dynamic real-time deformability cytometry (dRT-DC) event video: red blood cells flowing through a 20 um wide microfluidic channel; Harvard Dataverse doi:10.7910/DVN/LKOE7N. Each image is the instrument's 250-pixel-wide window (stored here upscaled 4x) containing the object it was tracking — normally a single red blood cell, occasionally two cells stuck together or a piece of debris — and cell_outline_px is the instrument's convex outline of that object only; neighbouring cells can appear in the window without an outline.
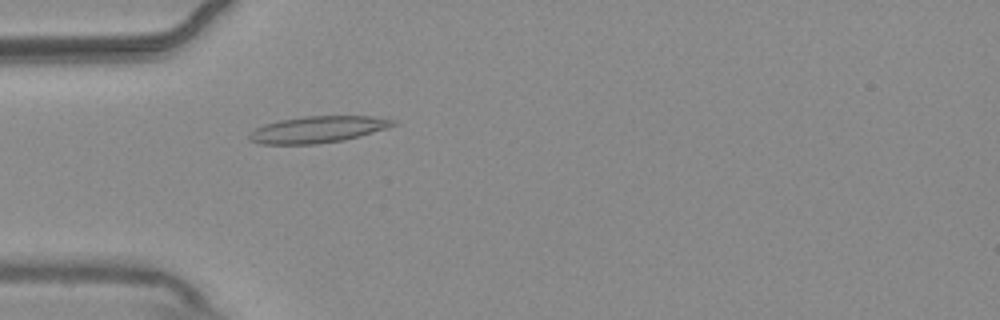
{"species": "common noctule bat (a hibernating species)", "species_latin": "Nyctalus noctula", "temperature_condition": "warm", "stored_images_in_passage": 56, "camera_frame_rate_fps": 3000, "um_per_image_px": 0.085, "animal": {"sex": "male", "body_mass_g": 20.4}, "frame": {"image": 1, "passage_image": 17, "time_ms": 5.333, "image_size_px": [1000, 320], "cell_outline_px": [[396, 124], [388, 128], [360, 136], [344, 140], [316, 144], [260, 144], [248, 140], [248, 136], [256, 128], [264, 124], [280, 120], [304, 116], [372, 116], [396, 120]], "centroid_in_image_um": [27.02, 11.0], "position_along_channel_um": 58.0, "area_um2": 22.31}}
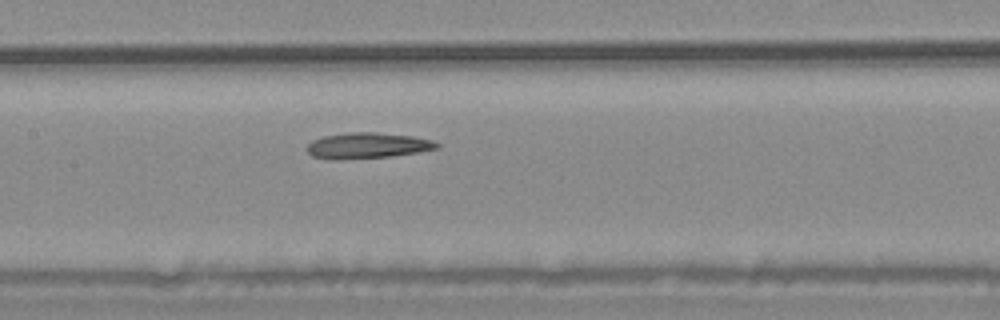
{"frame": {"image": 2, "passage_image": 27, "time_ms": 8.667, "image_size_px": [1000, 320], "cell_outline_px": [[440, 148], [392, 156], [340, 160], [328, 160], [312, 156], [308, 152], [308, 144], [312, 140], [324, 136], [348, 132], [376, 132], [412, 136], [432, 140], [440, 144]], "centroid_in_image_um": [31.21, 12.38], "position_along_channel_um": 176.2, "area_um2": 19.65}}
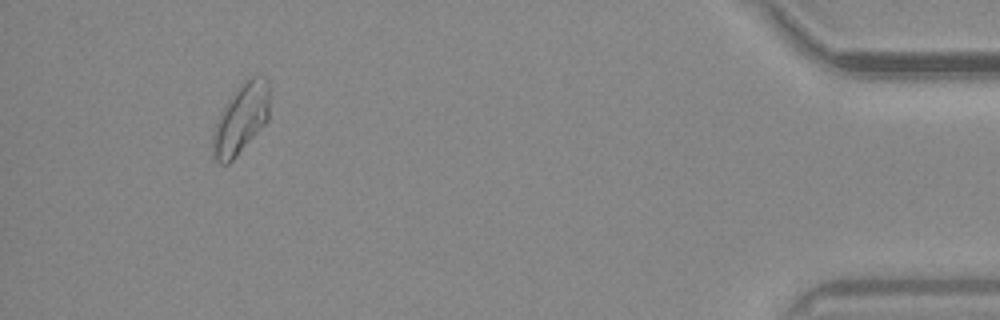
{"frame": {"image": 3, "passage_image": 52, "time_ms": 17.0, "image_size_px": [1000, 320], "cell_outline_px": [[268, 120], [236, 156], [228, 164], [220, 164], [212, 156], [212, 132], [216, 120], [224, 104], [232, 92], [244, 80], [252, 76], [256, 76], [268, 80]], "centroid_in_image_um": [20.42, 10.11], "position_along_channel_um": 414.8, "area_um2": 23.18}}